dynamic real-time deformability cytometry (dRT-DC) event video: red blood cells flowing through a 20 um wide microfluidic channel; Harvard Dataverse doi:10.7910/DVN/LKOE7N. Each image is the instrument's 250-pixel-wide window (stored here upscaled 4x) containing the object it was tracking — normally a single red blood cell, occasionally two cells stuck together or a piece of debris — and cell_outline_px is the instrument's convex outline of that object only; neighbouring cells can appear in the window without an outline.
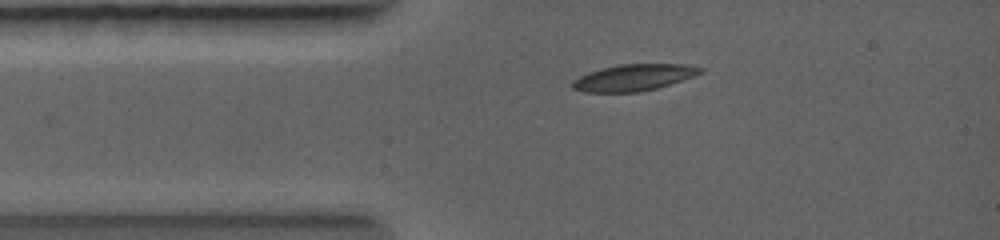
{"species": "common noctule bat (a hibernating species)", "species_latin": "Nyctalus noctula", "temperature_condition": "warm", "stored_images_in_passage": 2, "camera_frame_rate_fps": 5000, "um_per_image_px": 0.085, "animal": {"sex": "female", "body_mass_g": 19.0, "forearm_length_mm": 56.7}, "frame": {"image": 1, "passage_image": 1, "time_ms": 0.0, "image_size_px": [1000, 240], "cell_outline_px": [[704, 72], [656, 88], [640, 92], [584, 92], [572, 88], [572, 80], [588, 72], [600, 68], [620, 64], [688, 64], [704, 68]], "centroid_in_image_um": [53.85, 6.58], "position_along_channel_um": 31.2, "area_um2": 19.71}}